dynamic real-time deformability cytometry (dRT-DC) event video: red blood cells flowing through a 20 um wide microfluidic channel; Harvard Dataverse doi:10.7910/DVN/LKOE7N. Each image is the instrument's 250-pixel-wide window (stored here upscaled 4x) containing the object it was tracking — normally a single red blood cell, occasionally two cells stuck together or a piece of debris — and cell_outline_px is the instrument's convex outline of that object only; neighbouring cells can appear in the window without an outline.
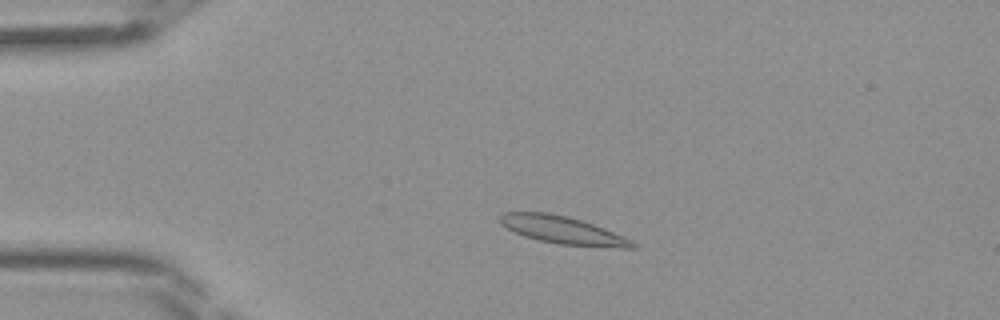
{"species": "Egyptian fruit bat (a non-hibernating species)", "species_latin": "Rousettus aegyptiacus", "temperature_condition": "room temperature", "stored_images_in_passage": 43, "camera_frame_rate_fps": 3000, "um_per_image_px": 0.085, "frame": {"image": 1, "passage_image": 8, "time_ms": 2.333, "image_size_px": [1000, 320], "cell_outline_px": [[636, 248], [620, 248], [560, 244], [540, 240], [524, 236], [500, 224], [500, 216], [504, 212], [548, 212], [580, 220], [604, 228], [624, 236], [632, 240], [636, 244]], "centroid_in_image_um": [47.85, 19.56], "position_along_channel_um": 37.1, "area_um2": 21.04}}
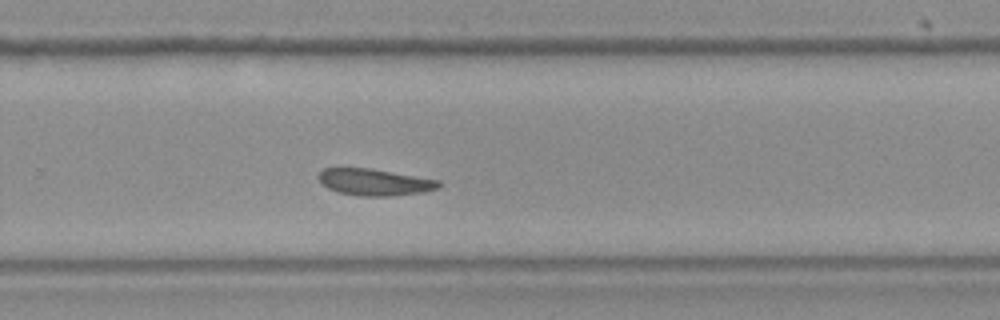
{"frame": {"image": 2, "passage_image": 28, "time_ms": 9.0, "image_size_px": [1000, 320], "cell_outline_px": [[444, 184], [440, 188], [424, 192], [392, 196], [360, 196], [340, 192], [328, 188], [316, 176], [324, 168], [372, 168], [440, 180]], "centroid_in_image_um": [31.91, 15.48], "position_along_channel_um": 297.9, "area_um2": 18.84}}
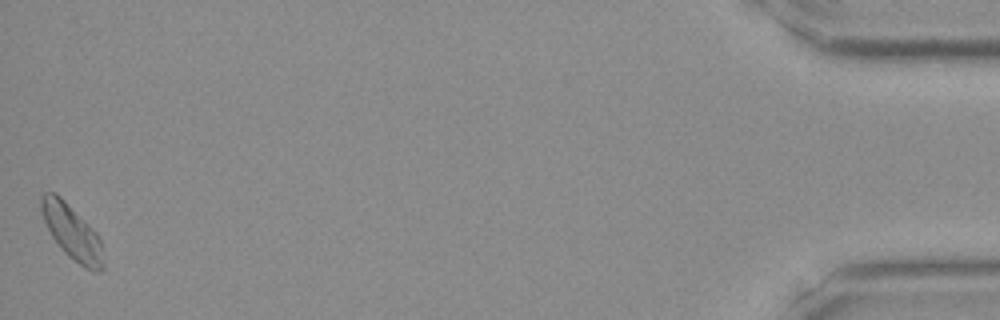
{"frame": {"image": 3, "passage_image": 43, "time_ms": 14.0, "image_size_px": [1000, 320], "cell_outline_px": [[104, 268], [100, 272], [92, 272], [84, 268], [68, 256], [64, 252], [52, 236], [44, 220], [40, 208], [40, 196], [44, 192], [56, 192], [96, 232], [100, 240], [104, 264]], "centroid_in_image_um": [6.12, 19.75], "position_along_channel_um": 429.1, "area_um2": 19.65}}